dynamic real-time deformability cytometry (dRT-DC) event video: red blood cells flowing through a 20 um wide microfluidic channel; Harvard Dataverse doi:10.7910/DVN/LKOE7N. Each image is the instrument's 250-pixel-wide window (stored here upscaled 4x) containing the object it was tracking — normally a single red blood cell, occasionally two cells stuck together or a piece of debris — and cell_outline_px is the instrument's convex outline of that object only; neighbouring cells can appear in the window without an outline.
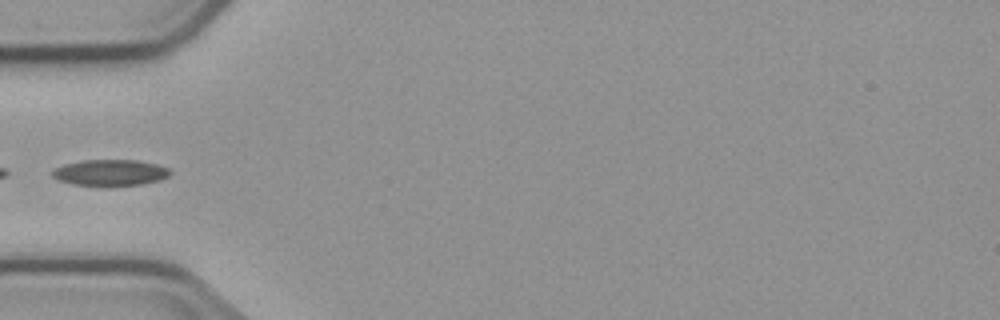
{"species": "common noctule bat (a hibernating species)", "species_latin": "Nyctalus noctula", "temperature_condition": "cold", "stored_images_in_passage": 5, "camera_frame_rate_fps": 3000, "um_per_image_px": 0.085, "animal": {"sex": "male", "body_mass_g": 23.1, "forearm_length_mm": 52.7}, "frame": {"image": 1, "passage_image": 5, "time_ms": 5.667, "image_size_px": [1000, 320], "cell_outline_px": [[172, 172], [168, 176], [160, 180], [140, 184], [72, 184], [60, 180], [52, 176], [52, 172], [56, 168], [64, 164], [84, 160], [136, 160], [156, 164], [168, 168]], "centroid_in_image_um": [9.39, 14.64], "position_along_channel_um": 75.6, "area_um2": 17.34}}